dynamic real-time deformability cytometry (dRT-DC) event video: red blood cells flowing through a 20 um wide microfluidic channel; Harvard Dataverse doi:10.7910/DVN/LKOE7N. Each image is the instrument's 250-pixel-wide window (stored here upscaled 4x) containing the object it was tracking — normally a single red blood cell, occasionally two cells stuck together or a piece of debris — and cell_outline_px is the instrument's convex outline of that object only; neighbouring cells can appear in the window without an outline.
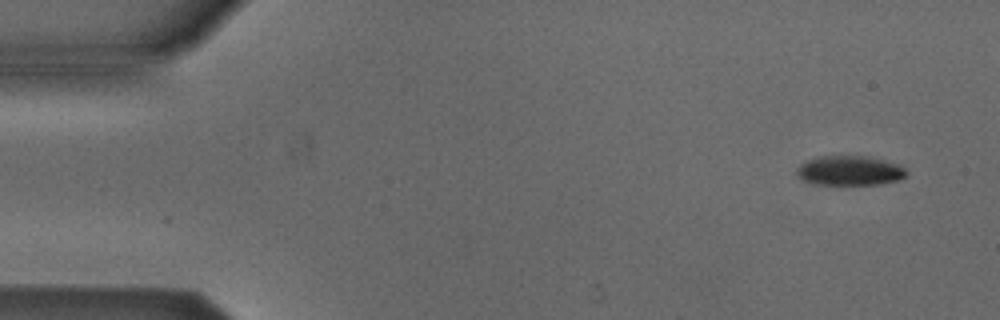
{"species": "Egyptian fruit bat (a non-hibernating species)", "species_latin": "Rousettus aegyptiacus", "temperature_condition": "cold", "stored_images_in_passage": 4, "camera_frame_rate_fps": 3000, "um_per_image_px": 0.085, "animal": {"sex": "male"}, "frame": {"image": 1, "passage_image": 1, "time_ms": 0.0, "image_size_px": [1000, 320], "cell_outline_px": [[908, 172], [904, 176], [896, 180], [880, 184], [840, 188], [816, 184], [804, 180], [796, 172], [796, 168], [800, 164], [808, 160], [820, 156], [860, 156], [880, 160], [896, 164], [904, 168]], "centroid_in_image_um": [72.17, 14.56], "position_along_channel_um": 12.8, "area_um2": 19.31}}
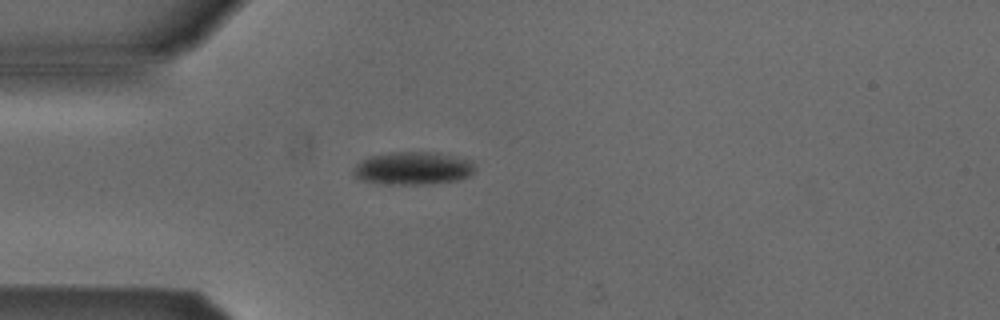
{"frame": {"image": 2, "passage_image": 4, "time_ms": 3.667, "image_size_px": [1000, 320], "cell_outline_px": [[476, 168], [468, 176], [456, 180], [428, 184], [380, 184], [360, 180], [352, 176], [352, 168], [360, 160], [368, 156], [388, 152], [440, 152], [472, 160]], "centroid_in_image_um": [35.05, 14.29], "position_along_channel_um": 50.0, "area_um2": 23.81}}